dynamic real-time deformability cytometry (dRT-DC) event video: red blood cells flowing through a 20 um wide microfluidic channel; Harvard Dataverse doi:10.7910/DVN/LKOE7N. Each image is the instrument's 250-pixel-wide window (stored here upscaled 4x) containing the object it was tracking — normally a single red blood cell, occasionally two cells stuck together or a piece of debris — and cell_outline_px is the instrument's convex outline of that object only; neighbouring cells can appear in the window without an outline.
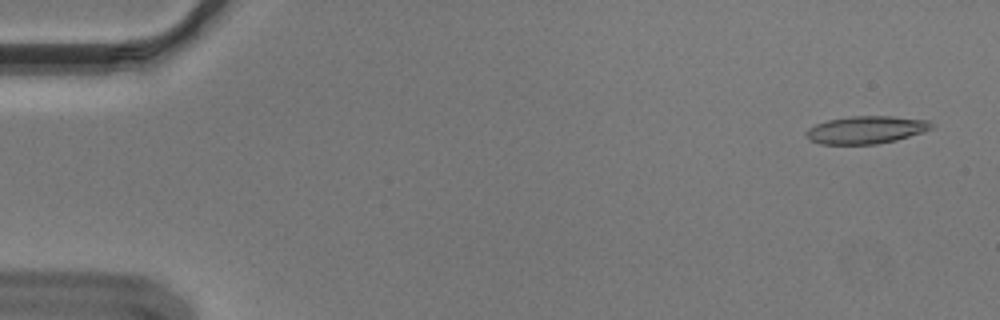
{"species": "Egyptian fruit bat (a non-hibernating species)", "species_latin": "Rousettus aegyptiacus", "temperature_condition": "cold", "stored_images_in_passage": 9, "camera_frame_rate_fps": 3000, "um_per_image_px": 0.085, "animal": {"sex": "male"}, "frame": {"image": 1, "passage_image": 3, "time_ms": 0.667, "image_size_px": [1000, 320], "cell_outline_px": [[932, 128], [924, 132], [896, 140], [876, 144], [820, 144], [808, 140], [804, 132], [808, 128], [816, 124], [828, 120], [852, 116], [892, 116], [928, 120], [932, 124]], "centroid_in_image_um": [73.59, 11.04], "position_along_channel_um": 11.4, "area_um2": 20.23}}